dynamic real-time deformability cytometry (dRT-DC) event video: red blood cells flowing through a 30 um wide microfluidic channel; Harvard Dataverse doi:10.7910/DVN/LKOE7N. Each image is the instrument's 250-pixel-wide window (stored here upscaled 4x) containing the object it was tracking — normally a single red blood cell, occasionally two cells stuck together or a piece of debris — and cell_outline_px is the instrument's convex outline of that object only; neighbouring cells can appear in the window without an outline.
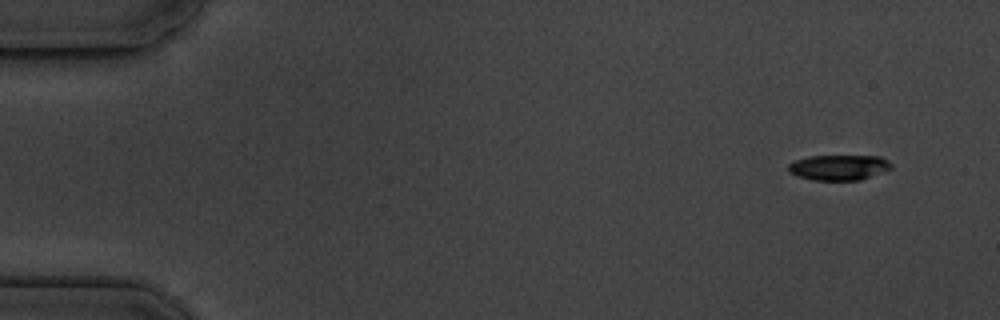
{"species": "common noctule bat (a hibernating species)", "species_latin": "Nyctalus noctula", "temperature_condition": "cold", "stored_images_in_passage": 4, "segment_of_instrument_passage": [1, 2], "camera_frame_rate_fps": 3000, "um_per_image_px": 0.085, "animal": {"sex": "male", "body_mass_g": 19.5, "forearm_length_mm": 54.6}, "frame": {"image": 1, "passage_image": 1, "time_ms": 0.0, "image_size_px": [1000, 320], "cell_outline_px": [[892, 168], [860, 180], [812, 180], [796, 176], [788, 172], [788, 164], [792, 160], [808, 156], [880, 156], [888, 160], [892, 164]], "centroid_in_image_um": [71.25, 14.23], "position_along_channel_um": 13.7, "area_um2": 15.37}}